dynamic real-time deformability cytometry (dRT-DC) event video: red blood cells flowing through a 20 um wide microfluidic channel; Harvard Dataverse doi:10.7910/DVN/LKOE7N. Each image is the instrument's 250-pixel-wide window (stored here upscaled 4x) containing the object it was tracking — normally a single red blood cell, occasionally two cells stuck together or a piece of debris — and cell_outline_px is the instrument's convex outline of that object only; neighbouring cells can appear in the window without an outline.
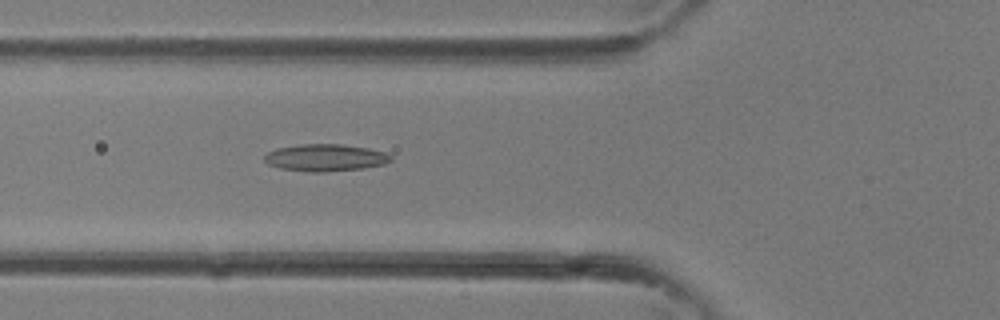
{"species": "common noctule bat (a hibernating species)", "species_latin": "Nyctalus noctula", "temperature_condition": "room temperature", "stored_images_in_passage": 27, "camera_frame_rate_fps": 3000, "um_per_image_px": 0.085, "animal": {"sex": "female"}, "frame": {"image": 1, "passage_image": 4, "time_ms": 1.0, "image_size_px": [1000, 320], "cell_outline_px": [[392, 160], [384, 164], [364, 168], [324, 172], [308, 172], [280, 168], [268, 164], [264, 160], [264, 156], [268, 152], [276, 148], [300, 144], [344, 144], [368, 148], [388, 152], [392, 156]], "centroid_in_image_um": [27.68, 13.4], "position_along_channel_um": 98.1, "area_um2": 20.17}}
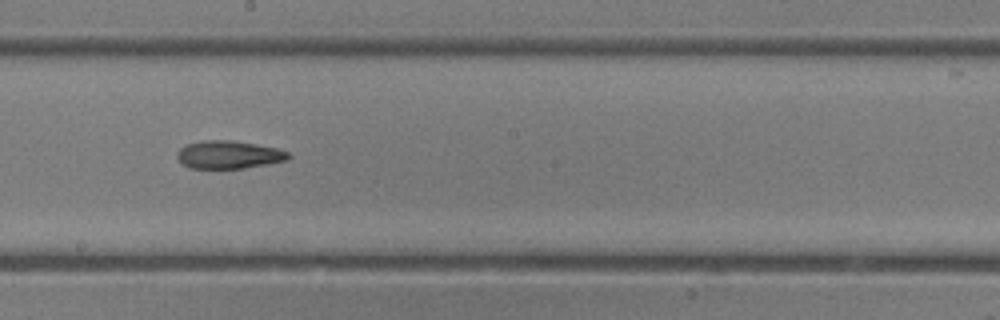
{"frame": {"image": 2, "passage_image": 11, "time_ms": 3.333, "image_size_px": [1000, 320], "cell_outline_px": [[292, 156], [288, 160], [268, 164], [244, 168], [188, 168], [176, 156], [176, 152], [180, 148], [188, 144], [204, 140], [228, 140], [256, 144], [276, 148], [288, 152]], "centroid_in_image_um": [19.46, 13.15], "position_along_channel_um": 228.7, "area_um2": 18.03}}
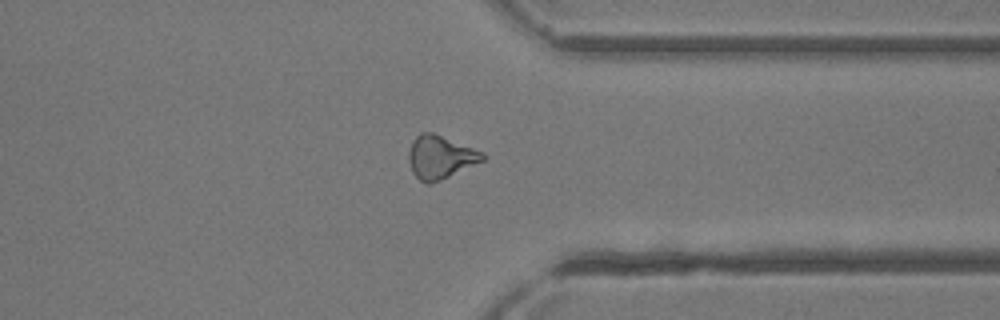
{"frame": {"image": 3, "passage_image": 19, "time_ms": 6.0, "image_size_px": [1000, 320], "cell_outline_px": [[488, 156], [484, 160], [440, 180], [428, 184], [420, 180], [412, 172], [408, 160], [408, 152], [412, 140], [420, 132], [432, 132], [484, 152]], "centroid_in_image_um": [37.41, 13.34], "position_along_channel_um": 374.0, "area_um2": 18.55}}